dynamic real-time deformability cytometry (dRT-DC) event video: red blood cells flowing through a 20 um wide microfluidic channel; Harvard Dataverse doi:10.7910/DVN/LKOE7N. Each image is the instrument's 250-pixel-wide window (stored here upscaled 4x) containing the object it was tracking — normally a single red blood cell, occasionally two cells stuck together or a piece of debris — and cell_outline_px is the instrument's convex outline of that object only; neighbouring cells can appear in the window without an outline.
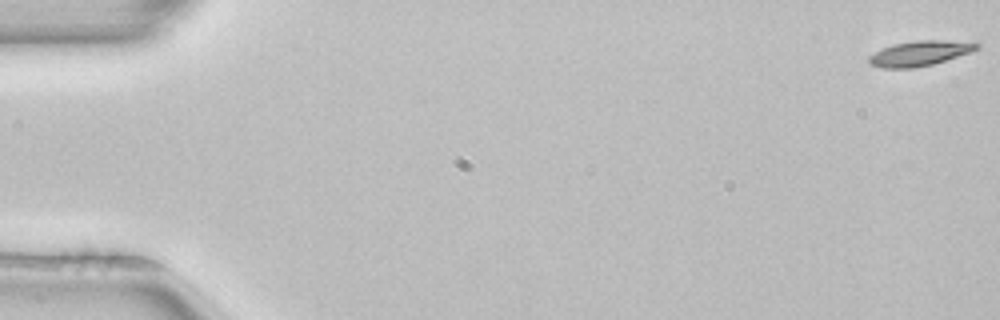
{"species": "common noctule bat (a hibernating species)", "species_latin": "Nyctalus noctula", "temperature_condition": "room temperature", "stored_images_in_passage": 53, "camera_frame_rate_fps": 3000, "um_per_image_px": 0.085, "animal": {"sex": "female", "body_mass_g": 22.7, "forearm_length_mm": 54.2}, "frame": {"image": 1, "passage_image": 1, "time_ms": 0.0, "image_size_px": [1000, 320], "cell_outline_px": [[980, 48], [972, 52], [932, 64], [912, 68], [884, 68], [872, 64], [868, 60], [868, 56], [892, 44], [916, 40], [976, 40], [980, 44]], "centroid_in_image_um": [78.31, 4.5], "position_along_channel_um": 6.7, "area_um2": 15.95}}
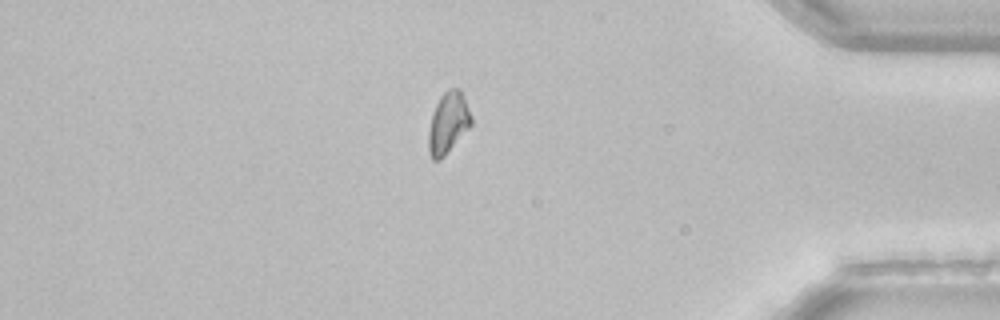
{"frame": {"image": 2, "passage_image": 45, "time_ms": 14.667, "image_size_px": [1000, 320], "cell_outline_px": [[472, 124], [444, 156], [440, 160], [432, 160], [428, 152], [428, 132], [432, 112], [440, 96], [448, 88], [460, 88], [464, 96], [472, 116]], "centroid_in_image_um": [38.08, 10.43], "position_along_channel_um": 397.1, "area_um2": 15.37}}
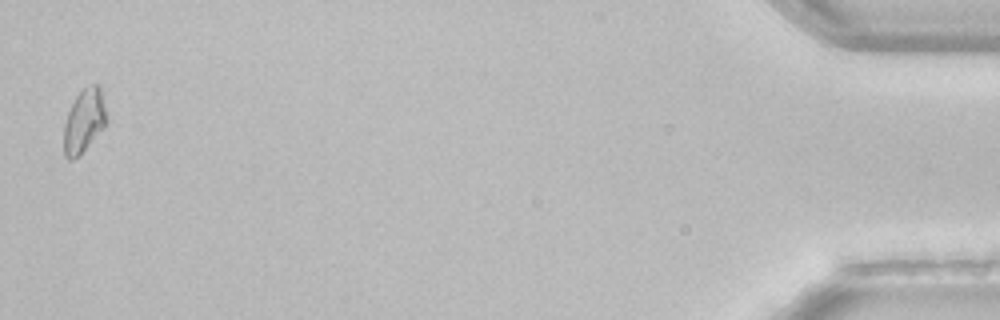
{"frame": {"image": 3, "passage_image": 52, "time_ms": 17.0, "image_size_px": [1000, 320], "cell_outline_px": [[108, 120], [104, 128], [72, 160], [68, 160], [64, 156], [64, 124], [68, 112], [76, 96], [84, 88], [92, 84], [100, 84]], "centroid_in_image_um": [7.16, 10.23], "position_along_channel_um": 428.0, "area_um2": 15.61}, "authors_computed_cell_mechanics": {"area_um2": 15.606, "velocity_mm_per_s": 3.957, "shape_relaxation_time_tau1_ms": 10.179, "shape_relaxation_time_tau2_ms": null, "deformation_change_tau1": 0.2198, "deformation_change_tau2": null}}